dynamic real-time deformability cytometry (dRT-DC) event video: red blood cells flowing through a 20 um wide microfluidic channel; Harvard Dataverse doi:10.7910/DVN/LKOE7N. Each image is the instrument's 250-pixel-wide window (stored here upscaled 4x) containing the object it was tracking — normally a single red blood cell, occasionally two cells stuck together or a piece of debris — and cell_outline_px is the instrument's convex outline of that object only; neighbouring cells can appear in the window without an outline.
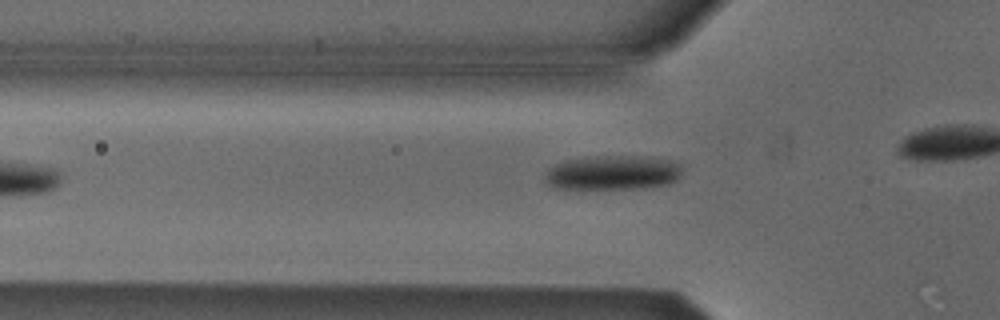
{"species": "Egyptian fruit bat (a non-hibernating species)", "species_latin": "Rousettus aegyptiacus", "temperature_condition": "cold", "stored_images_in_passage": 6, "camera_frame_rate_fps": 3000, "um_per_image_px": 0.085, "animal": {"sex": "male"}, "frame": {"image": 1, "passage_image": 5, "time_ms": 5.0, "image_size_px": [1000, 320], "cell_outline_px": [[680, 176], [676, 180], [668, 184], [644, 188], [552, 188], [548, 184], [548, 168], [564, 160], [596, 156], [620, 156], [668, 160], [680, 164]], "centroid_in_image_um": [52.08, 14.69], "position_along_channel_um": 73.7, "area_um2": 26.88}}